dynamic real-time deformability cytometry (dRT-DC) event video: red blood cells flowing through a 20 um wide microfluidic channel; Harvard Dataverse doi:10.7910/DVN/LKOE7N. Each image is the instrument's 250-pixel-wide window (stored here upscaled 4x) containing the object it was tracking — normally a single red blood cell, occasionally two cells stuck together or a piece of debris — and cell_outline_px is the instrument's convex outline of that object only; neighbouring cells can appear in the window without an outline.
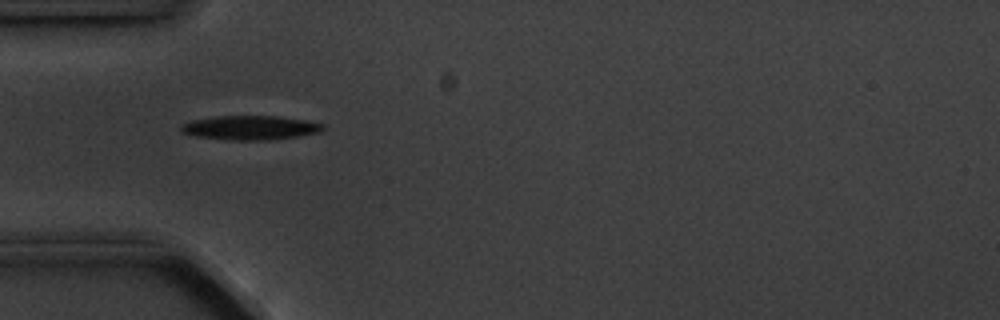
{"species": "common noctule bat (a hibernating species)", "species_latin": "Nyctalus noctula", "temperature_condition": "cold", "stored_images_in_passage": 5, "camera_frame_rate_fps": 3000, "um_per_image_px": 0.085, "animal": {"sex": "male", "body_mass_g": 20.1, "forearm_length_mm": 53.5}, "frame": {"image": 1, "passage_image": 4, "time_ms": 3.667, "image_size_px": [1000, 320], "cell_outline_px": [[324, 128], [320, 132], [300, 136], [268, 140], [232, 140], [196, 136], [180, 132], [180, 124], [192, 120], [216, 116], [280, 116], [308, 120], [324, 124]], "centroid_in_image_um": [21.28, 10.85], "position_along_channel_um": 63.7, "area_um2": 20.17}}